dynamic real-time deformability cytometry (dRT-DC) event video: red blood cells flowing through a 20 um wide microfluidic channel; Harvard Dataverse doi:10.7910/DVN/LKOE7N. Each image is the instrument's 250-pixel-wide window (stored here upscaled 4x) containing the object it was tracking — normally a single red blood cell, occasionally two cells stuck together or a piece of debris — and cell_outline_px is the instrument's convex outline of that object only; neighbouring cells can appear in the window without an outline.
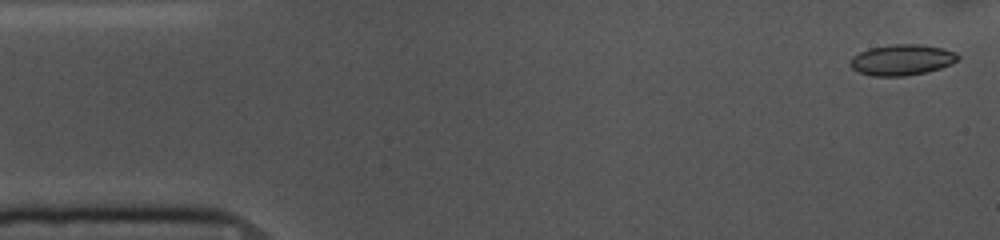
{"species": "common noctule bat (a hibernating species)", "species_latin": "Nyctalus noctula", "temperature_condition": "cold", "stored_images_in_passage": 53, "camera_frame_rate_fps": 3000, "um_per_image_px": 0.085, "animal": {"sex": "female", "body_mass_g": 10.0, "forearm_length_mm": 53.1}, "frame": {"image": 1, "passage_image": 1, "time_ms": 0.0, "image_size_px": [1000, 240], "cell_outline_px": [[960, 60], [952, 64], [928, 72], [904, 76], [872, 76], [860, 72], [852, 68], [848, 64], [852, 56], [868, 48], [892, 44], [920, 44], [944, 48], [956, 52], [960, 56]], "centroid_in_image_um": [76.69, 5.08], "position_along_channel_um": 8.3, "area_um2": 19.65}}
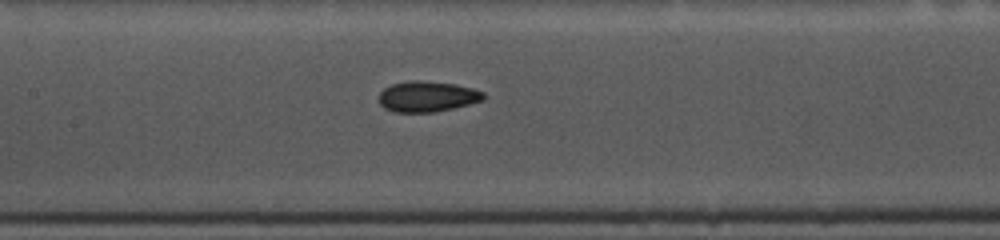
{"frame": {"image": 2, "passage_image": 23, "time_ms": 7.333, "image_size_px": [1000, 240], "cell_outline_px": [[488, 96], [484, 100], [436, 112], [396, 112], [384, 108], [380, 104], [380, 92], [384, 88], [392, 84], [412, 80], [420, 80], [456, 84], [472, 88], [484, 92]], "centroid_in_image_um": [36.35, 8.2], "position_along_channel_um": 171.1, "area_um2": 18.73}}
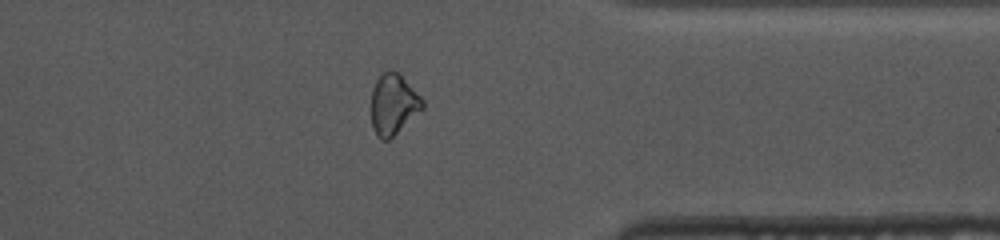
{"frame": {"image": 3, "passage_image": 41, "time_ms": 13.333, "image_size_px": [1000, 240], "cell_outline_px": [[424, 108], [388, 140], [380, 140], [376, 136], [372, 124], [372, 88], [380, 72], [400, 72], [424, 100]], "centroid_in_image_um": [33.44, 8.85], "position_along_channel_um": 378.0, "area_um2": 18.15}, "authors_computed_cell_mechanics": {"area_um2": 18.7272, "velocity_mm_per_s": 3.648, "shape_relaxation_time_tau1_ms": 5.8271, "shape_relaxation_time_tau2_ms": 3.1902, "deformation_change_tau1": 0.1062, "deformation_change_tau2": 0.0794}}